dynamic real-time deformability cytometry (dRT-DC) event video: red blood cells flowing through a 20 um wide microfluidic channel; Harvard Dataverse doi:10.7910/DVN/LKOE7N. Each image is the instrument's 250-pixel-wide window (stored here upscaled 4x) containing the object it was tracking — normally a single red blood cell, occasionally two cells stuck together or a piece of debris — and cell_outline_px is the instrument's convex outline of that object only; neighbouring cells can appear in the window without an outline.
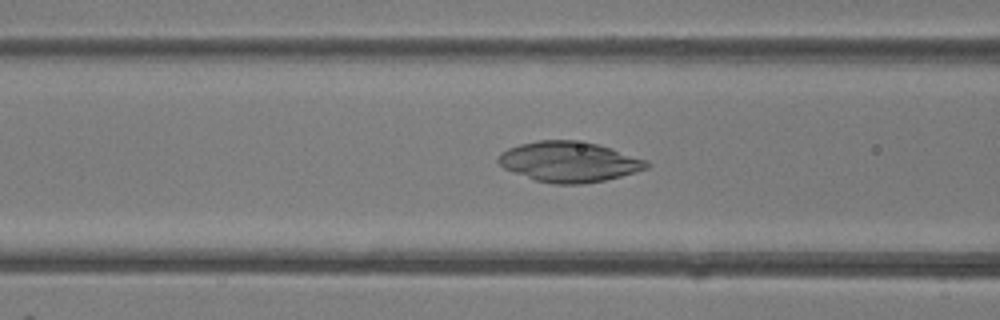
{"species": "common noctule bat (a hibernating species)", "species_latin": "Nyctalus noctula", "temperature_condition": "room temperature", "stored_images_in_passage": 39, "camera_frame_rate_fps": 3000, "um_per_image_px": 0.085, "animal": {"sex": "female"}, "frame": {"image": 1, "passage_image": 14, "time_ms": 4.333, "image_size_px": [1000, 320], "cell_outline_px": [[652, 164], [648, 168], [620, 176], [604, 180], [584, 184], [552, 184], [536, 180], [504, 168], [496, 160], [500, 152], [508, 148], [520, 144], [536, 140], [572, 140], [596, 144], [612, 148], [648, 160]], "centroid_in_image_um": [48.38, 13.75], "position_along_channel_um": 118.2, "area_um2": 34.85}}
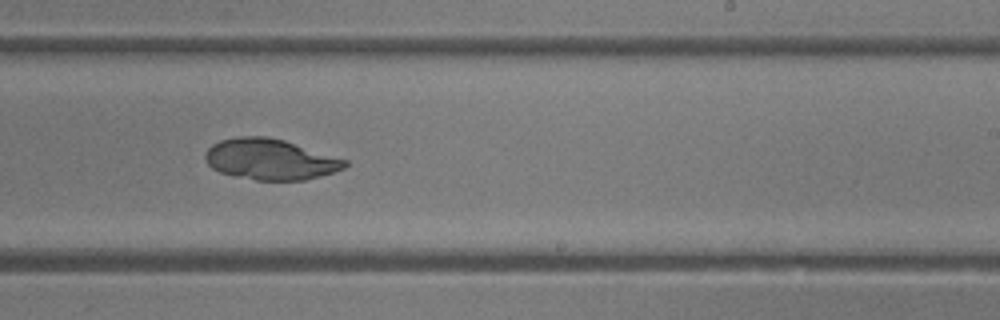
{"frame": {"image": 2, "passage_image": 23, "time_ms": 7.333, "image_size_px": [1000, 320], "cell_outline_px": [[348, 164], [344, 168], [320, 176], [304, 180], [256, 180], [236, 176], [220, 172], [212, 168], [208, 164], [204, 156], [208, 148], [212, 144], [220, 140], [236, 136], [264, 136], [284, 140], [348, 160]], "centroid_in_image_um": [22.96, 13.53], "position_along_channel_um": 266.0, "area_um2": 33.12}}
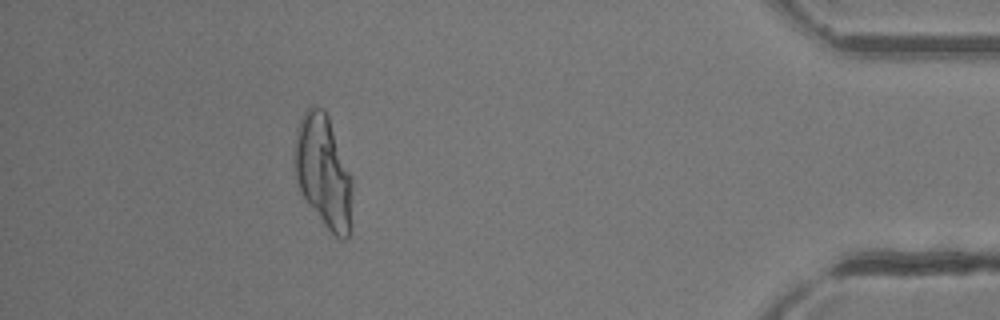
{"frame": {"image": 3, "passage_image": 35, "time_ms": 11.333, "image_size_px": [1000, 320], "cell_outline_px": [[352, 184], [348, 236], [344, 240], [336, 236], [324, 224], [300, 192], [296, 180], [292, 160], [292, 156], [296, 128], [304, 112], [308, 108], [324, 108], [328, 116], [352, 176]], "centroid_in_image_um": [27.44, 14.53], "position_along_channel_um": 407.8, "area_um2": 37.74}}